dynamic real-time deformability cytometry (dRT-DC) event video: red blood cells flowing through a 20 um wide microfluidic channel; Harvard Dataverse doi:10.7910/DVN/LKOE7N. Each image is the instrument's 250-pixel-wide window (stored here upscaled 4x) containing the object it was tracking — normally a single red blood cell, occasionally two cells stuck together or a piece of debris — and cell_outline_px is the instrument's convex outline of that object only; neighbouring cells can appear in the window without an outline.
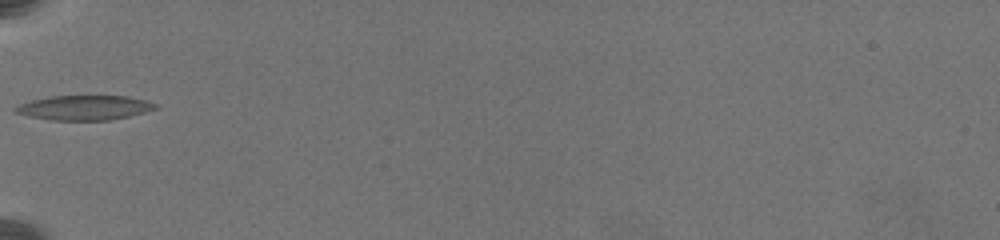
{"species": "common noctule bat (a hibernating species)", "species_latin": "Nyctalus noctula", "temperature_condition": "warm", "stored_images_in_passage": 28, "camera_frame_rate_fps": 3000, "um_per_image_px": 0.085, "animal": {"sex": "female", "body_mass_g": 19.5, "forearm_length_mm": 54.1}, "frame": {"image": 1, "passage_image": 1, "time_ms": 0.0, "image_size_px": [1000, 240], "cell_outline_px": [[160, 108], [112, 120], [52, 120], [28, 116], [12, 112], [12, 108], [20, 104], [32, 100], [48, 96], [128, 96], [160, 104]], "centroid_in_image_um": [7.18, 9.15], "position_along_channel_um": 77.8, "area_um2": 20.29}}
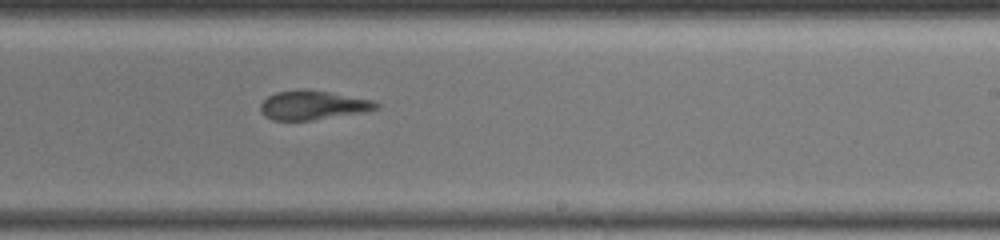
{"frame": {"image": 2, "passage_image": 16, "time_ms": 5.333, "image_size_px": [1000, 240], "cell_outline_px": [[380, 104], [376, 108], [364, 112], [312, 120], [272, 120], [264, 116], [260, 112], [260, 104], [268, 96], [276, 92], [304, 88], [308, 88], [372, 100]], "centroid_in_image_um": [26.54, 8.93], "position_along_channel_um": 262.5, "area_um2": 19.65}}
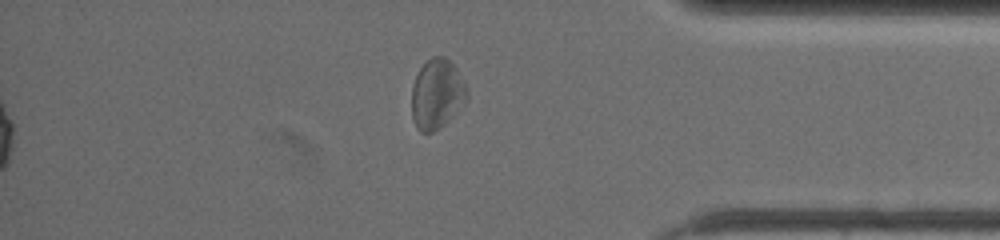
{"frame": {"image": 3, "passage_image": 28, "time_ms": 9.667, "image_size_px": [1000, 240], "cell_outline_px": [[468, 100], [440, 128], [432, 132], [420, 132], [416, 128], [412, 116], [412, 84], [420, 68], [432, 56], [444, 56], [456, 68], [468, 88]], "centroid_in_image_um": [37.14, 8.0], "position_along_channel_um": 398.1, "area_um2": 22.54}, "authors_computed_cell_mechanics": {"area_um2": 20.0277, "velocity_mm_per_s": 3.4896, "shape_relaxation_time_tau1_ms": 6.4589, "shape_relaxation_time_tau2_ms": 2.4807, "deformation_change_tau1": 0.1674, "deformation_change_tau2": 0.1067}}